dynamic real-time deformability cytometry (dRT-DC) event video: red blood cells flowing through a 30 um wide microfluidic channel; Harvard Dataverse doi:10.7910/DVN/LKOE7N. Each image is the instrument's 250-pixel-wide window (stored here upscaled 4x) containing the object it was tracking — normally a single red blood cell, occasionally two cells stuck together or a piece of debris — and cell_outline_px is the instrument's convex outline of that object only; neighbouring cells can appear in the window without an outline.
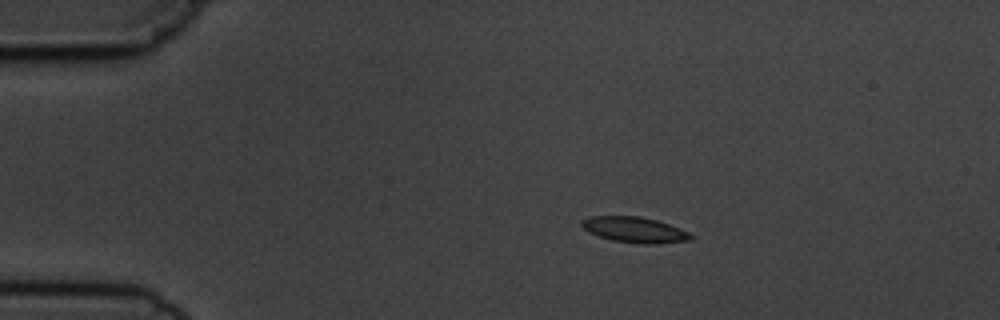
{"species": "common noctule bat (a hibernating species)", "species_latin": "Nyctalus noctula", "temperature_condition": "cold", "stored_images_in_passage": 6, "camera_frame_rate_fps": 3000, "um_per_image_px": 0.085, "animal": {"sex": "male", "body_mass_g": 19.5, "forearm_length_mm": 54.6}, "frame": {"image": 1, "passage_image": 2, "time_ms": 1.333, "image_size_px": [1000, 320], "cell_outline_px": [[692, 240], [660, 244], [640, 244], [612, 240], [588, 232], [580, 224], [580, 220], [588, 216], [640, 216], [656, 220], [680, 228], [688, 232], [692, 236]], "centroid_in_image_um": [53.93, 19.53], "position_along_channel_um": 31.1, "area_um2": 16.42}}
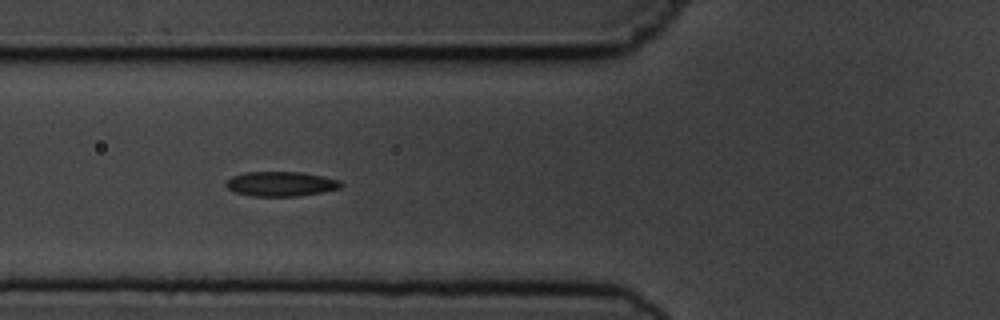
{"frame": {"image": 2, "passage_image": 5, "time_ms": 4.667, "image_size_px": [1000, 320], "cell_outline_px": [[344, 184], [340, 188], [320, 192], [296, 196], [252, 196], [236, 192], [228, 188], [224, 184], [232, 176], [244, 172], [300, 172], [340, 180]], "centroid_in_image_um": [23.86, 15.63], "position_along_channel_um": 101.9, "area_um2": 16.36}}
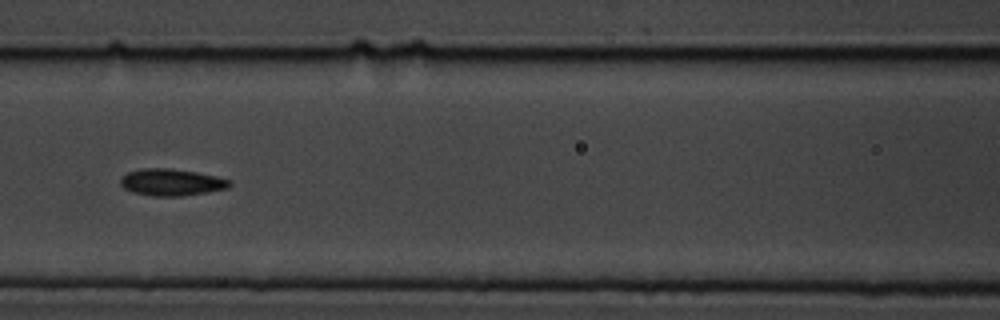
{"frame": {"image": 3, "passage_image": 6, "time_ms": 6.0, "image_size_px": [1000, 320], "cell_outline_px": [[232, 184], [228, 188], [208, 192], [180, 196], [152, 196], [132, 192], [124, 188], [120, 184], [120, 180], [128, 172], [140, 168], [172, 168], [196, 172], [216, 176], [232, 180]], "centroid_in_image_um": [14.59, 15.49], "position_along_channel_um": 152.0, "area_um2": 17.17}}